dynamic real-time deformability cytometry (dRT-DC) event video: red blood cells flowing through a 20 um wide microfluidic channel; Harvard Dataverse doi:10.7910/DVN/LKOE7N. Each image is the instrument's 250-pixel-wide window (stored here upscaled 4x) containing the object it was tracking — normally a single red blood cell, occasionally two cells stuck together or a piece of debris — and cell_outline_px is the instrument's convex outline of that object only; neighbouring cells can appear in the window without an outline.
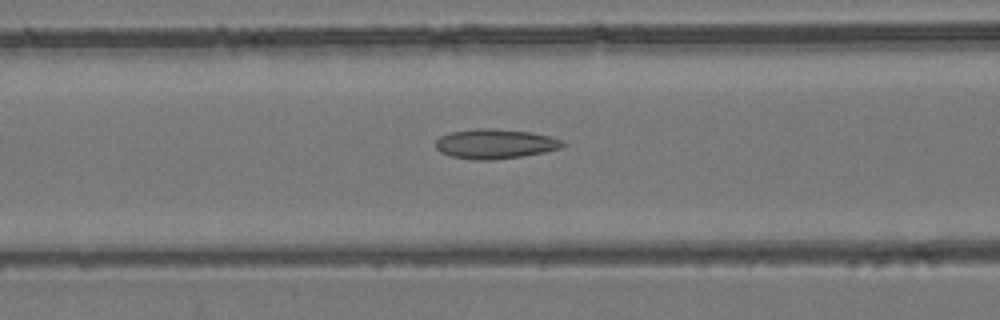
{"species": "common noctule bat (a hibernating species)", "species_latin": "Nyctalus noctula", "temperature_condition": "room temperature", "stored_images_in_passage": 29, "camera_frame_rate_fps": 3000, "um_per_image_px": 0.085, "animal": {"sex": "female", "body_mass_g": 24.6, "forearm_length_mm": 56.2}, "frame": {"image": 1, "passage_image": 9, "time_ms": 2.667, "image_size_px": [1000, 320], "cell_outline_px": [[568, 144], [560, 148], [544, 152], [520, 156], [492, 160], [476, 160], [452, 156], [440, 152], [436, 148], [436, 140], [440, 136], [452, 132], [476, 128], [492, 128], [532, 132], [564, 140]], "centroid_in_image_um": [42.11, 12.22], "position_along_channel_um": 124.5, "area_um2": 21.96}}
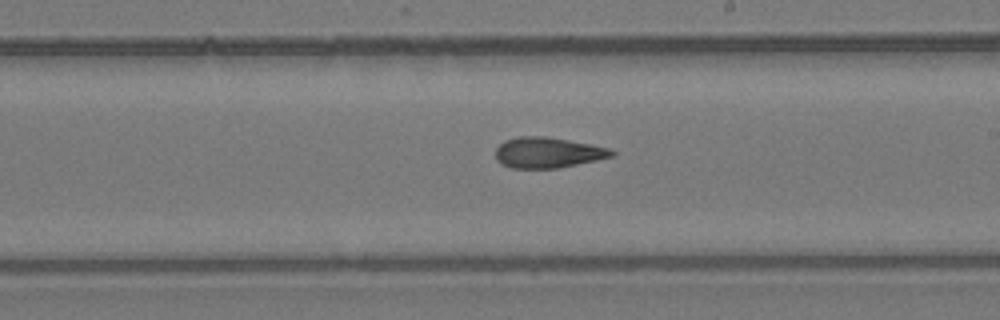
{"frame": {"image": 2, "passage_image": 18, "time_ms": 5.667, "image_size_px": [1000, 320], "cell_outline_px": [[616, 152], [612, 156], [596, 160], [556, 168], [512, 168], [500, 164], [496, 160], [496, 148], [504, 140], [520, 136], [544, 136], [568, 140], [608, 148]], "centroid_in_image_um": [46.5, 12.97], "position_along_channel_um": 242.5, "area_um2": 20.52}}
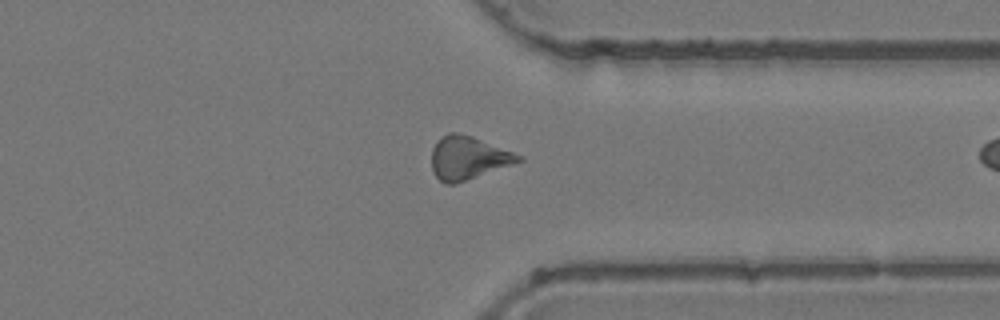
{"frame": {"image": 3, "passage_image": 28, "time_ms": 9.0, "image_size_px": [1000, 320], "cell_outline_px": [[524, 160], [456, 184], [444, 184], [436, 176], [432, 168], [432, 148], [448, 132], [456, 132], [472, 136], [512, 152], [520, 156]], "centroid_in_image_um": [39.76, 13.44], "position_along_channel_um": 371.6, "area_um2": 21.44}}